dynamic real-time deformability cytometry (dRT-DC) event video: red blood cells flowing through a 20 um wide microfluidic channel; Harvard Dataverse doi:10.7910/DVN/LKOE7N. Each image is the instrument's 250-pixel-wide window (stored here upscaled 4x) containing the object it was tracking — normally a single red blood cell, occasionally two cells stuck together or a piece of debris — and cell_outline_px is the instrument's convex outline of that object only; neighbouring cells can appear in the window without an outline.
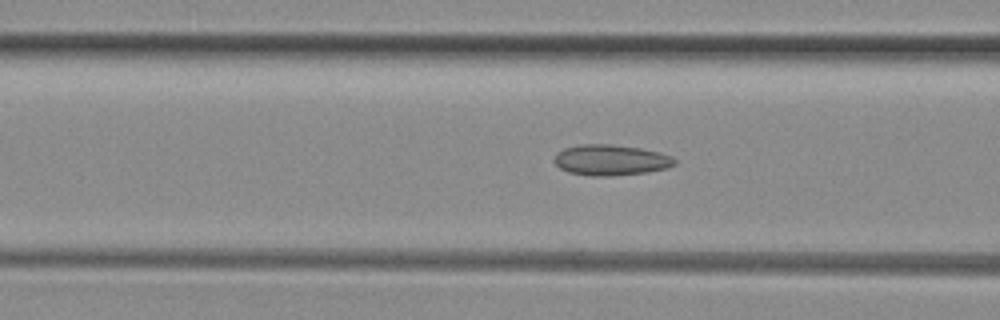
{"species": "common noctule bat (a hibernating species)", "species_latin": "Nyctalus noctula", "temperature_condition": "room temperature", "stored_images_in_passage": 32, "camera_frame_rate_fps": 3000, "um_per_image_px": 0.085, "animal": {"sex": "female", "body_mass_g": 29.2, "forearm_length_mm": 56.3}, "frame": {"image": 1, "passage_image": 12, "time_ms": 3.667, "image_size_px": [1000, 320], "cell_outline_px": [[676, 164], [668, 168], [648, 172], [612, 176], [592, 176], [568, 172], [560, 168], [552, 160], [556, 152], [564, 148], [580, 144], [612, 144], [640, 148], [660, 152], [672, 156], [676, 160]], "centroid_in_image_um": [51.91, 13.6], "position_along_channel_um": 114.7, "area_um2": 21.85}}
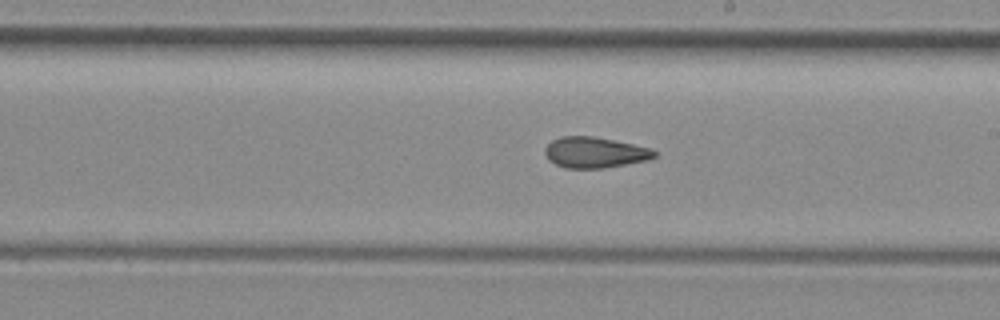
{"frame": {"image": 2, "passage_image": 21, "time_ms": 6.667, "image_size_px": [1000, 320], "cell_outline_px": [[656, 156], [648, 160], [604, 168], [564, 168], [548, 160], [544, 152], [544, 148], [552, 140], [560, 136], [592, 136], [652, 148], [656, 152]], "centroid_in_image_um": [50.53, 12.96], "position_along_channel_um": 238.5, "area_um2": 19.65}}
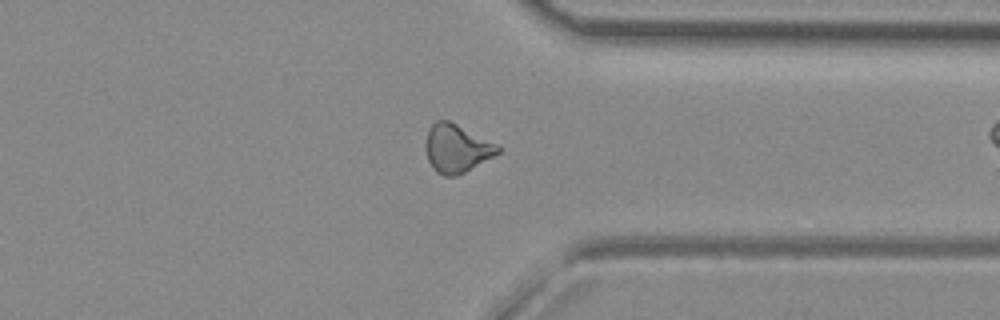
{"frame": {"image": 3, "passage_image": 31, "time_ms": 10.0, "image_size_px": [1000, 320], "cell_outline_px": [[500, 152], [464, 172], [456, 176], [444, 176], [436, 172], [432, 168], [428, 160], [424, 144], [428, 128], [436, 120], [448, 120], [500, 144]], "centroid_in_image_um": [38.8, 12.6], "position_along_channel_um": 372.6, "area_um2": 20.46}}